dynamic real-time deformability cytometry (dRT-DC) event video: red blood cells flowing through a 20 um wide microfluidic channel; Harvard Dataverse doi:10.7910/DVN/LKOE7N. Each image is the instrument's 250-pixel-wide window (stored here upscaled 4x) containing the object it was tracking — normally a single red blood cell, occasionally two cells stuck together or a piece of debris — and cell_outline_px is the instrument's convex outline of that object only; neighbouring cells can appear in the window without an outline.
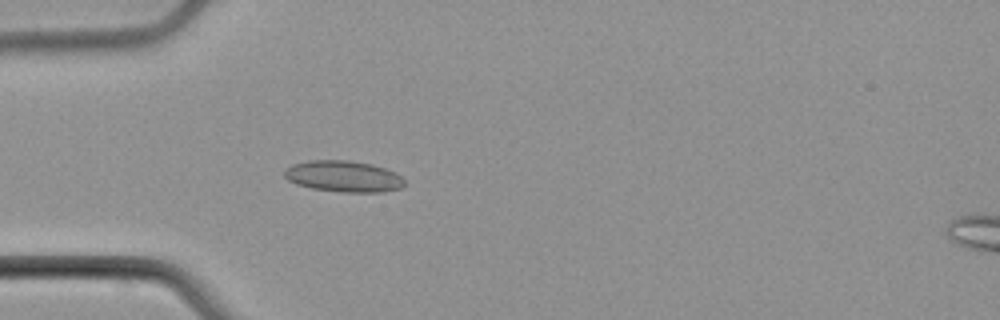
{"species": "common noctule bat (a hibernating species)", "species_latin": "Nyctalus noctula", "temperature_condition": "cold", "stored_images_in_passage": 3, "camera_frame_rate_fps": 3000, "um_per_image_px": 0.085, "animal": {"sex": "male", "body_mass_g": 21.5, "forearm_length_mm": 52.0}, "frame": {"image": 1, "passage_image": 3, "time_ms": 3.333, "image_size_px": [1000, 320], "cell_outline_px": [[408, 184], [404, 188], [380, 192], [340, 192], [312, 188], [296, 184], [288, 180], [284, 176], [284, 172], [292, 164], [308, 160], [348, 160], [372, 164], [396, 172]], "centroid_in_image_um": [29.24, 14.99], "position_along_channel_um": 55.8, "area_um2": 22.08}}